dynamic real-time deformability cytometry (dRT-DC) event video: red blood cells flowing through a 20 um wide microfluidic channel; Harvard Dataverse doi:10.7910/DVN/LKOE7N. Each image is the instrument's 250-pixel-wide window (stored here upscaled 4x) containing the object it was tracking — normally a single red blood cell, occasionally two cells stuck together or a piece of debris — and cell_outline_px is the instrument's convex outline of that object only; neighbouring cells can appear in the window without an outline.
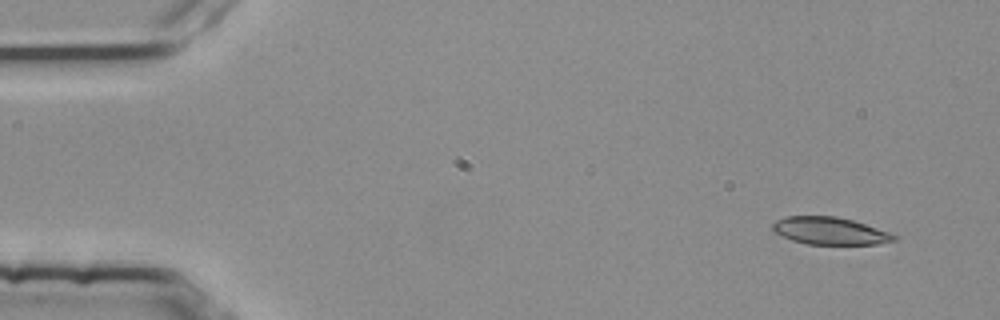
{"species": "common noctule bat (a hibernating species)", "species_latin": "Nyctalus noctula", "temperature_condition": "room temperature", "stored_images_in_passage": 4, "camera_frame_rate_fps": 3000, "um_per_image_px": 0.085, "animal": {"sex": "female", "body_mass_g": 25.1}, "frame": {"image": 1, "passage_image": 1, "time_ms": 0.0, "image_size_px": [1000, 320], "cell_outline_px": [[900, 236], [896, 240], [876, 244], [808, 244], [792, 240], [772, 232], [772, 224], [776, 220], [784, 216], [836, 216], [852, 220]], "centroid_in_image_um": [70.5, 19.62], "position_along_channel_um": 14.5, "area_um2": 19.36}}
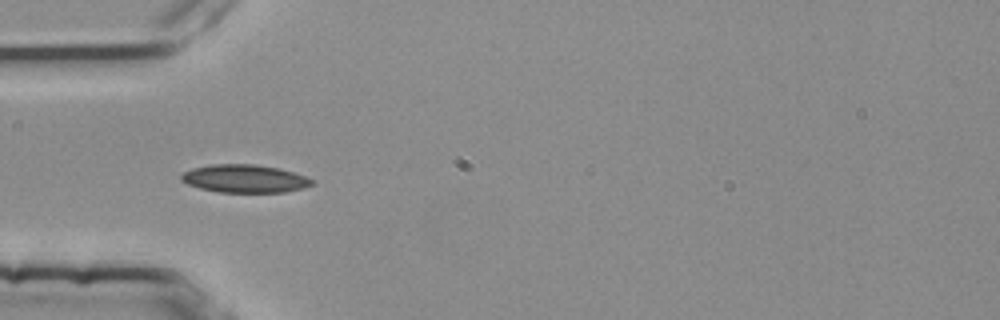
{"frame": {"image": 2, "passage_image": 4, "time_ms": 1.0, "image_size_px": [1000, 320], "cell_outline_px": [[316, 184], [304, 188], [284, 192], [220, 192], [200, 188], [188, 184], [180, 180], [180, 176], [184, 172], [192, 168], [212, 164], [256, 164], [280, 168], [316, 180]], "centroid_in_image_um": [20.83, 15.18], "position_along_channel_um": 64.2, "area_um2": 21.44}}